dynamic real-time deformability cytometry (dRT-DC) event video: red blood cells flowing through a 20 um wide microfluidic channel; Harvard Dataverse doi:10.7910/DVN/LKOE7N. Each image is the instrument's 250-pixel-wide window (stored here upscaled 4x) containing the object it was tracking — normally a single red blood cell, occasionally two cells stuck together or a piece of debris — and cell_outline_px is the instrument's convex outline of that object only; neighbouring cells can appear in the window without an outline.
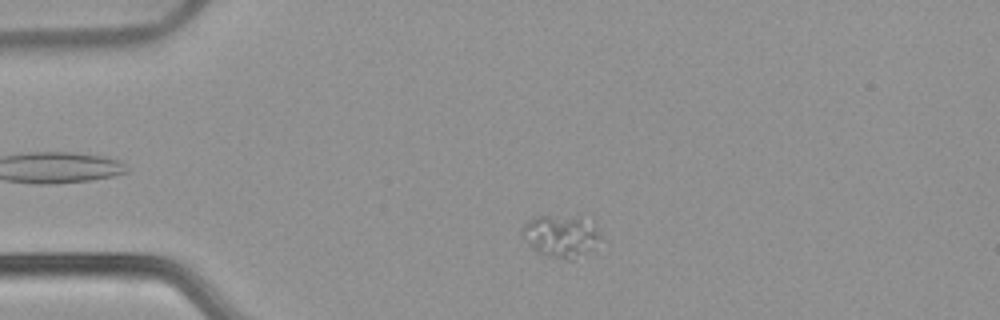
{"species": "common noctule bat (a hibernating species)", "species_latin": "Nyctalus noctula", "temperature_condition": "warm", "stored_images_in_passage": 49, "camera_frame_rate_fps": 3000, "um_per_image_px": 0.085, "animal": {"sex": "female", "body_mass_g": 22.7, "forearm_length_mm": 54.2}, "frame": {"image": 1, "passage_image": 6, "time_ms": 1.667, "image_size_px": [1000, 320], "cell_outline_px": [[600, 236], [592, 248], [572, 260], [568, 260], [552, 256], [540, 252], [532, 248], [520, 228], [528, 220], [536, 216], [580, 216], [596, 228], [600, 232]], "centroid_in_image_um": [47.66, 20.03], "position_along_channel_um": 37.3, "area_um2": 18.61}}
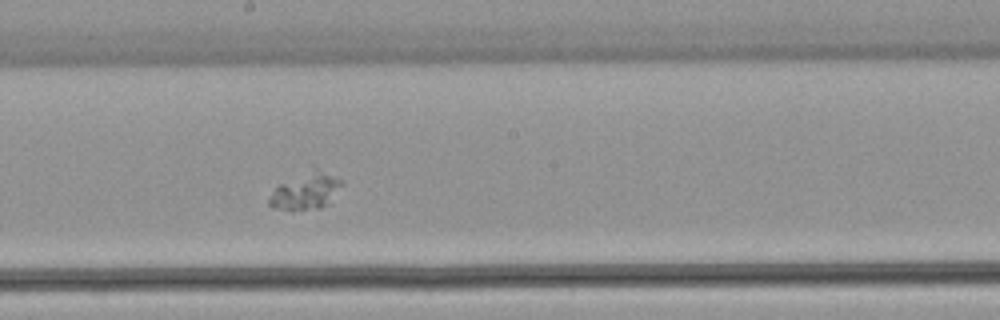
{"frame": {"image": 2, "passage_image": 24, "time_ms": 7.667, "image_size_px": [1000, 320], "cell_outline_px": [[344, 184], [328, 204], [320, 208], [272, 208], [268, 204], [268, 200], [276, 188], [280, 184], [316, 168], [336, 176], [344, 180]], "centroid_in_image_um": [26.07, 16.22], "position_along_channel_um": 222.1, "area_um2": 14.91}}
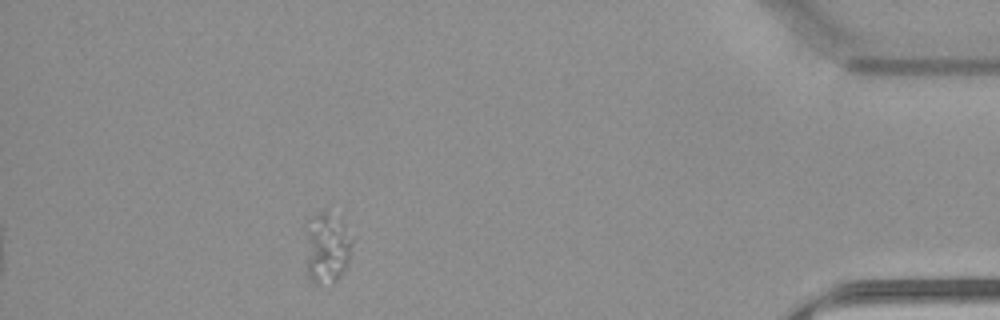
{"frame": {"image": 3, "passage_image": 43, "time_ms": 14.0, "image_size_px": [1000, 320], "cell_outline_px": [[352, 244], [348, 264], [344, 272], [332, 284], [316, 284], [308, 280], [308, 232], [312, 216], [324, 208], [328, 208], [344, 216], [352, 240]], "centroid_in_image_um": [27.88, 20.99], "position_along_channel_um": 407.3, "area_um2": 19.77}}